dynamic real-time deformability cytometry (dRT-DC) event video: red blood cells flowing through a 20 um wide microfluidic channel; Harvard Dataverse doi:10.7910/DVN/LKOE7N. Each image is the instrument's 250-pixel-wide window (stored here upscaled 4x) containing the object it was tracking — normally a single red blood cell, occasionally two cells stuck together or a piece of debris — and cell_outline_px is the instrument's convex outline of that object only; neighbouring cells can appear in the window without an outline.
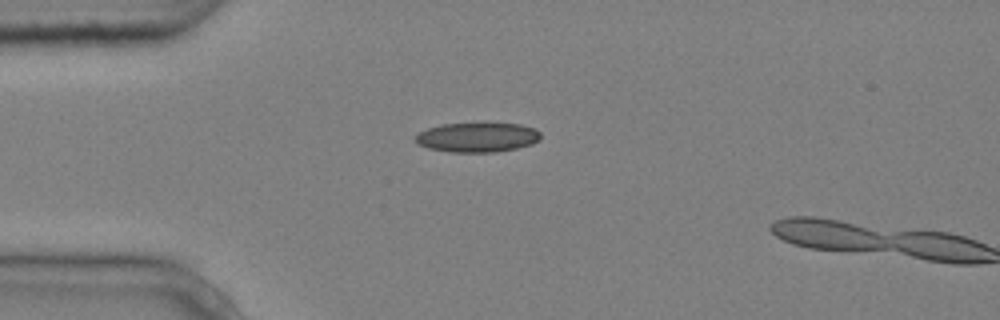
{"species": "common noctule bat (a hibernating species)", "species_latin": "Nyctalus noctula", "temperature_condition": "cold", "stored_images_in_passage": 3, "camera_frame_rate_fps": 3000, "um_per_image_px": 0.085, "animal": {"sex": "male", "body_mass_g": 20.4}, "frame": {"image": 1, "passage_image": 2, "time_ms": 0.333, "image_size_px": [1000, 320], "cell_outline_px": [[540, 140], [532, 144], [516, 148], [496, 152], [448, 152], [428, 148], [416, 144], [412, 140], [412, 136], [416, 132], [440, 124], [484, 120], [520, 124], [536, 128], [540, 132]], "centroid_in_image_um": [40.52, 11.62], "position_along_channel_um": 44.5, "area_um2": 23.0}}